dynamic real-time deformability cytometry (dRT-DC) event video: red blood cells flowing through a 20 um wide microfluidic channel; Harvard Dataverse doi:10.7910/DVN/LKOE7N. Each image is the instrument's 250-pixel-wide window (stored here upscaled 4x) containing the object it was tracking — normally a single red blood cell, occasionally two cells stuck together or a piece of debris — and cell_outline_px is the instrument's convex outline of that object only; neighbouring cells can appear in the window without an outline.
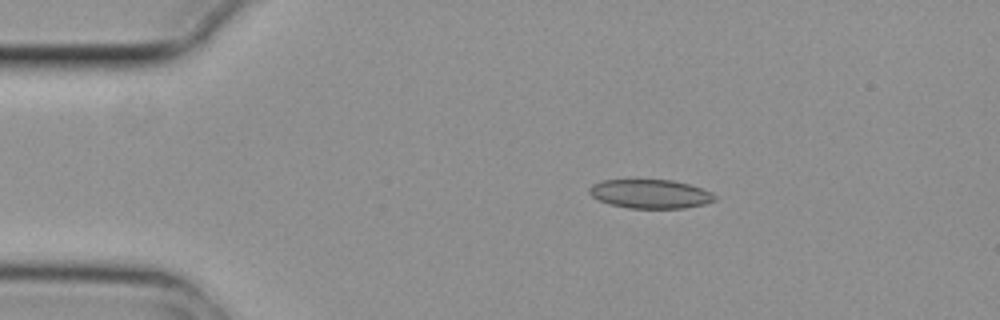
{"species": "common noctule bat (a hibernating species)", "species_latin": "Nyctalus noctula", "temperature_condition": "cold", "stored_images_in_passage": 5, "camera_frame_rate_fps": 3000, "um_per_image_px": 0.085, "animal": {"sex": "female", "body_mass_g": 29.2, "forearm_length_mm": 56.3}, "frame": {"image": 1, "passage_image": 2, "time_ms": 0.333, "image_size_px": [1000, 320], "cell_outline_px": [[716, 200], [704, 204], [684, 208], [628, 208], [612, 204], [600, 200], [592, 196], [588, 192], [588, 188], [592, 184], [604, 180], [672, 180], [688, 184], [712, 192], [716, 196]], "centroid_in_image_um": [55.28, 16.48], "position_along_channel_um": 29.7, "area_um2": 20.98}}
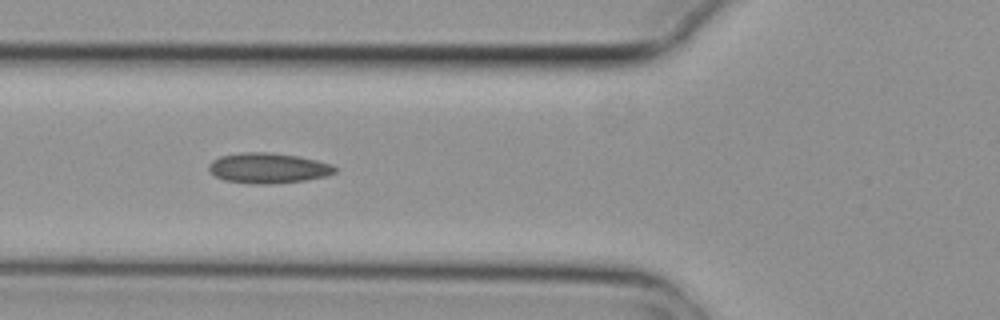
{"frame": {"image": 2, "passage_image": 5, "time_ms": 1.333, "image_size_px": [1000, 320], "cell_outline_px": [[336, 172], [324, 176], [304, 180], [272, 184], [252, 184], [224, 180], [216, 176], [208, 168], [208, 164], [212, 160], [220, 156], [240, 152], [272, 152], [300, 156], [332, 164], [336, 168]], "centroid_in_image_um": [22.78, 14.27], "position_along_channel_um": 103.0, "area_um2": 22.37}}